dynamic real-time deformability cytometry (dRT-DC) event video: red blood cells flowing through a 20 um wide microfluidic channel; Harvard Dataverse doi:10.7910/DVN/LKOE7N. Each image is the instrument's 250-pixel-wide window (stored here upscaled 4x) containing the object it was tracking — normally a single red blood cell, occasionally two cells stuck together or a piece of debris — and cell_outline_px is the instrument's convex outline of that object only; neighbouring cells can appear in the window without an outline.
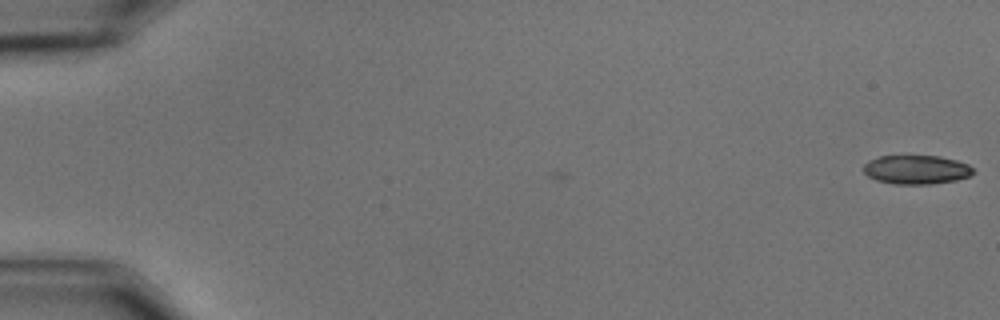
{"species": "common noctule bat (a hibernating species)", "species_latin": "Nyctalus noctula", "temperature_condition": "cold", "stored_images_in_passage": 3, "camera_frame_rate_fps": 3000, "um_per_image_px": 0.085, "animal": {"sex": "male", "body_mass_g": 15.6}, "frame": {"image": 1, "passage_image": 3, "time_ms": 0.667, "image_size_px": [1000, 320], "cell_outline_px": [[972, 172], [968, 176], [956, 180], [928, 184], [892, 184], [876, 180], [868, 176], [864, 172], [864, 164], [868, 160], [880, 156], [940, 156], [956, 160], [968, 164], [972, 168]], "centroid_in_image_um": [77.85, 14.42], "position_along_channel_um": 7.2, "area_um2": 18.38}}